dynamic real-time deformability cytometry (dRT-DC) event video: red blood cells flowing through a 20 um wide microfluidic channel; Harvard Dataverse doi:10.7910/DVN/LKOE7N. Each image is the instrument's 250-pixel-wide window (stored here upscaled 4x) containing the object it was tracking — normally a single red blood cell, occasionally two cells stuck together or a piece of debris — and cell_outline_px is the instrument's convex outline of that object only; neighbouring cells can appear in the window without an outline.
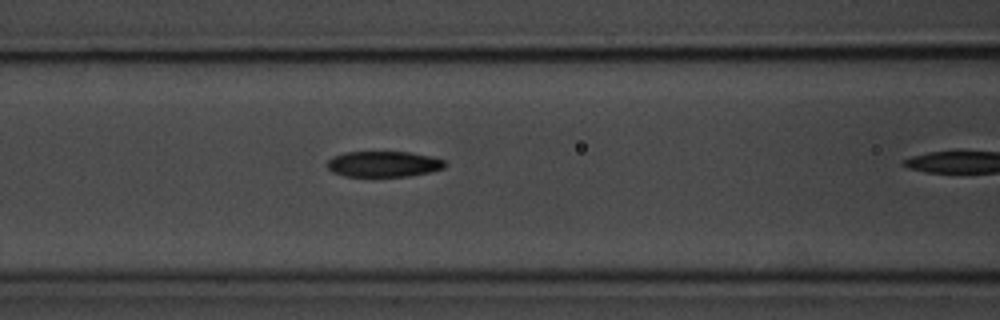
{"species": "common noctule bat (a hibernating species)", "species_latin": "Nyctalus noctula", "temperature_condition": "room temperature", "stored_images_in_passage": 10, "camera_frame_rate_fps": 3000, "um_per_image_px": 0.085, "animal": {"sex": "male", "body_mass_g": 20.1, "forearm_length_mm": 53.5}, "frame": {"image": 1, "passage_image": 9, "time_ms": 2.667, "image_size_px": [1000, 320], "cell_outline_px": [[448, 164], [444, 168], [428, 172], [408, 176], [344, 176], [332, 172], [328, 168], [328, 160], [332, 156], [344, 152], [412, 152], [432, 156], [444, 160]], "centroid_in_image_um": [32.62, 13.93], "position_along_channel_um": 134.0, "area_um2": 17.74}}